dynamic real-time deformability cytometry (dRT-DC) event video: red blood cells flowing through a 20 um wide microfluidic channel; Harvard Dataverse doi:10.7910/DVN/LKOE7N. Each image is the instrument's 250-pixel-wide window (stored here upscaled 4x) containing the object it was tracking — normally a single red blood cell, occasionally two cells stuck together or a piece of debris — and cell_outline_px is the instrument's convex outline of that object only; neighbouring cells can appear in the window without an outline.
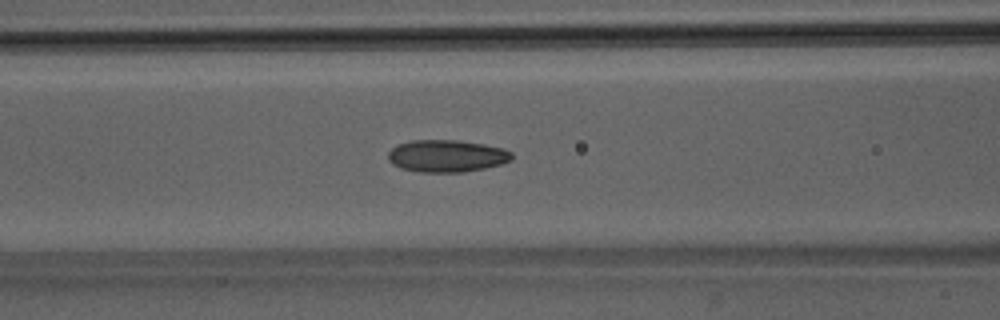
{"species": "Egyptian fruit bat (a non-hibernating species)", "species_latin": "Rousettus aegyptiacus", "temperature_condition": "room temperature", "stored_images_in_passage": 50, "camera_frame_rate_fps": 3000, "um_per_image_px": 0.085, "animal": {"sex": "male"}, "frame": {"image": 1, "passage_image": 20, "time_ms": 6.333, "image_size_px": [1000, 320], "cell_outline_px": [[512, 160], [500, 164], [484, 168], [464, 172], [420, 172], [400, 168], [392, 164], [388, 160], [388, 152], [396, 144], [412, 140], [456, 140], [484, 144], [504, 148], [512, 152]], "centroid_in_image_um": [37.95, 13.25], "position_along_channel_um": 128.6, "area_um2": 23.35}}
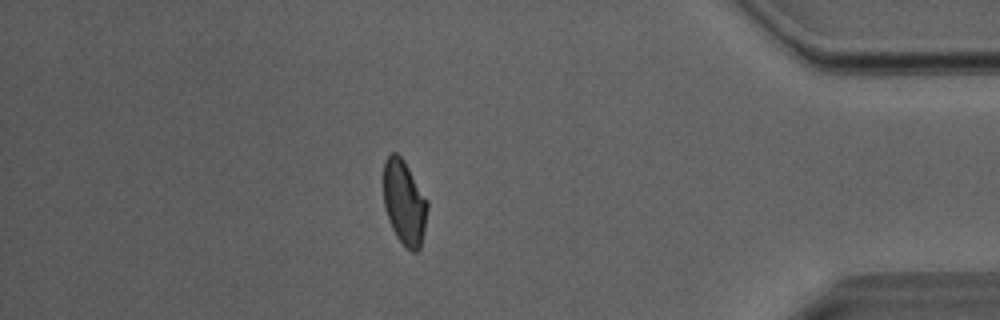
{"frame": {"image": 2, "passage_image": 43, "time_ms": 14.0, "image_size_px": [1000, 320], "cell_outline_px": [[428, 208], [420, 248], [416, 252], [412, 252], [396, 236], [388, 220], [384, 204], [384, 160], [392, 152], [396, 152], [404, 160], [428, 200]], "centroid_in_image_um": [34.37, 17.19], "position_along_channel_um": 400.8, "area_um2": 21.56}}
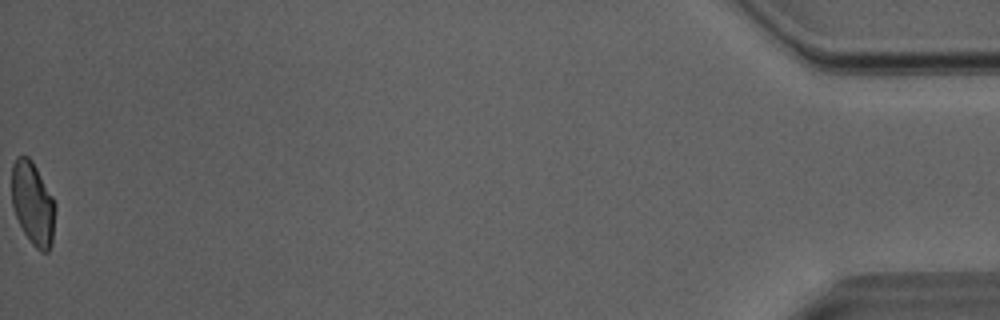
{"frame": {"image": 3, "passage_image": 50, "time_ms": 16.333, "image_size_px": [1000, 320], "cell_outline_px": [[56, 208], [52, 244], [48, 252], [40, 252], [32, 244], [24, 232], [16, 216], [12, 204], [12, 164], [16, 156], [28, 156], [32, 160], [52, 196], [56, 204]], "centroid_in_image_um": [2.8, 17.3], "position_along_channel_um": 432.4, "area_um2": 21.15}, "authors_computed_cell_mechanics": {"area_um2": 22.6576, "velocity_mm_per_s": 4.0538, "shape_relaxation_time_tau1_ms": 10.0985, "shape_relaxation_time_tau2_ms": 1.8182, "deformation_change_tau1": 0.2347, "deformation_change_tau2": 0.0863}}